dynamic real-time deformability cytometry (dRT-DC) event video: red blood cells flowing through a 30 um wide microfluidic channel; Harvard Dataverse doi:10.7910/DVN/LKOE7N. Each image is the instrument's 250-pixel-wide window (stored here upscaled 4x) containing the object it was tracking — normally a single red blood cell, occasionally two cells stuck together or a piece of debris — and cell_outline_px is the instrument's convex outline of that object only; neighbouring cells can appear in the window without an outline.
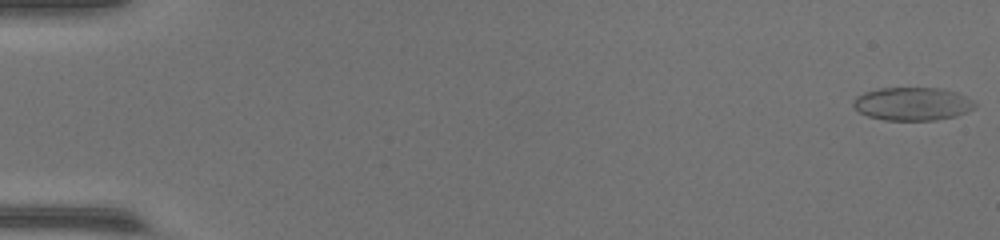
{"species": "common noctule bat (a hibernating species)", "species_latin": "Nyctalus noctula", "temperature_condition": "warm", "stored_images_in_passage": 54, "camera_frame_rate_fps": 3000, "um_per_image_px": 0.085, "animal": {"sex": "female", "body_mass_g": 17.0, "forearm_length_mm": 48.0}, "frame": {"image": 1, "passage_image": 1, "time_ms": 0.0, "image_size_px": [1000, 240], "cell_outline_px": [[976, 108], [956, 116], [936, 120], [884, 120], [868, 116], [852, 108], [852, 100], [856, 96], [864, 92], [880, 88], [940, 88], [956, 92], [972, 100], [976, 104]], "centroid_in_image_um": [77.53, 8.83], "position_along_channel_um": 7.5, "area_um2": 23.64}}
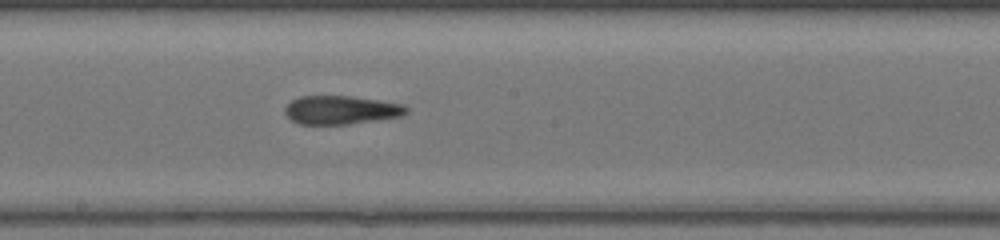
{"frame": {"image": 2, "passage_image": 31, "time_ms": 10.0, "image_size_px": [1000, 240], "cell_outline_px": [[408, 112], [400, 116], [376, 120], [348, 124], [300, 124], [292, 120], [284, 112], [284, 108], [292, 100], [300, 96], [352, 96], [404, 104], [408, 108]], "centroid_in_image_um": [28.99, 9.34], "position_along_channel_um": 219.2, "area_um2": 20.11}}
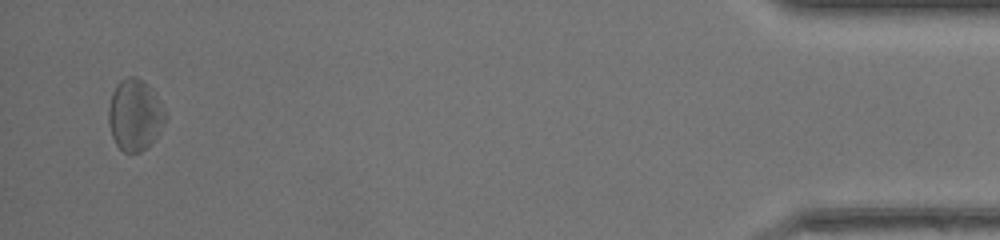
{"frame": {"image": 3, "passage_image": 53, "time_ms": 17.333, "image_size_px": [1000, 240], "cell_outline_px": [[168, 120], [156, 136], [140, 152], [124, 152], [116, 144], [112, 136], [108, 120], [108, 108], [112, 92], [116, 84], [120, 80], [128, 76], [136, 76], [144, 80], [156, 92], [168, 112]], "centroid_in_image_um": [11.5, 9.71], "position_along_channel_um": 423.7, "area_um2": 24.1}}